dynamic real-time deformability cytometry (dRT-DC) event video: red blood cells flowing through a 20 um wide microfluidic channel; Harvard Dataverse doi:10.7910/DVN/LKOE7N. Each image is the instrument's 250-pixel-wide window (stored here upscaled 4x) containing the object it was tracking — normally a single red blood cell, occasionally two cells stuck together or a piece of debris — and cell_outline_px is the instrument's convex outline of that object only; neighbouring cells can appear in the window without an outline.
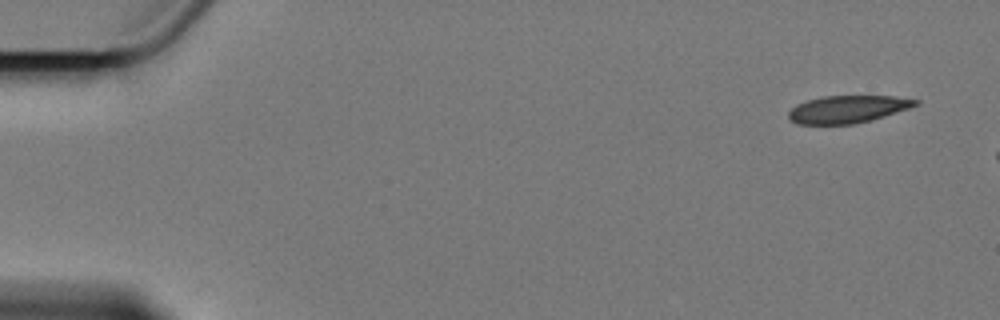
{"species": "Egyptian fruit bat (a non-hibernating species)", "species_latin": "Rousettus aegyptiacus", "temperature_condition": "cold", "stored_images_in_passage": 4, "camera_frame_rate_fps": 3000, "um_per_image_px": 0.085, "animal": {"sex": "female"}, "frame": {"image": 1, "passage_image": 1, "time_ms": 0.0, "image_size_px": [1000, 320], "cell_outline_px": [[920, 104], [872, 120], [852, 124], [796, 124], [788, 120], [788, 112], [796, 104], [808, 100], [824, 96], [896, 96], [920, 100]], "centroid_in_image_um": [72.03, 9.28], "position_along_channel_um": 13.0, "area_um2": 20.35}}